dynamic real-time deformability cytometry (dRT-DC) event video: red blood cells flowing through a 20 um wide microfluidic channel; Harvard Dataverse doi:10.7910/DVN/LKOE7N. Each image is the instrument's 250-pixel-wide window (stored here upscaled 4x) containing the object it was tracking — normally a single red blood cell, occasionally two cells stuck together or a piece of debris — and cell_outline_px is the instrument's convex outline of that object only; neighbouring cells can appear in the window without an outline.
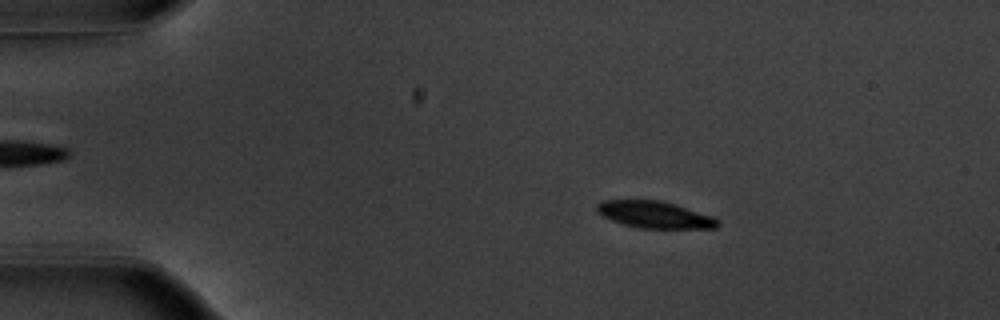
{"species": "common noctule bat (a hibernating species)", "species_latin": "Nyctalus noctula", "temperature_condition": "warm", "stored_images_in_passage": 31, "camera_frame_rate_fps": 3000, "um_per_image_px": 0.085, "animal": {"sex": "male", "body_mass_g": 20.1, "forearm_length_mm": 53.5}, "frame": {"image": 1, "passage_image": 10, "time_ms": 3.0, "image_size_px": [1000, 320], "cell_outline_px": [[720, 224], [716, 228], [640, 228], [624, 224], [612, 220], [596, 212], [596, 204], [600, 200], [660, 200], [676, 204], [712, 216], [720, 220]], "centroid_in_image_um": [55.65, 18.24], "position_along_channel_um": 29.4, "area_um2": 18.96}}
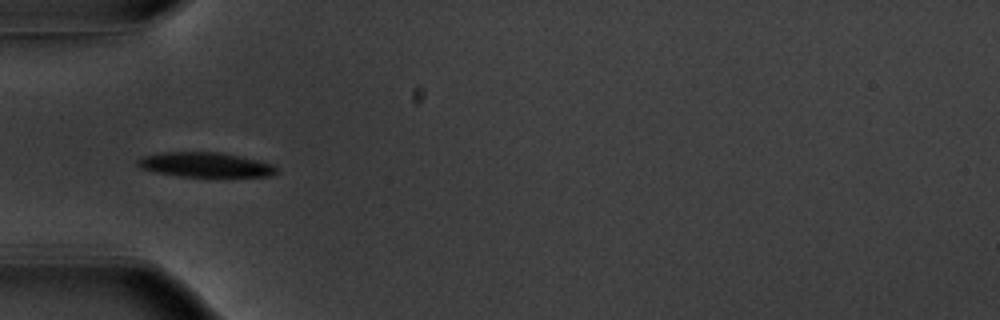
{"frame": {"image": 2, "passage_image": 18, "time_ms": 5.667, "image_size_px": [1000, 320], "cell_outline_px": [[276, 172], [268, 176], [180, 176], [156, 172], [140, 168], [136, 164], [136, 160], [144, 156], [164, 152], [220, 152], [256, 160], [272, 164], [276, 168]], "centroid_in_image_um": [17.39, 14.0], "position_along_channel_um": 67.6, "area_um2": 19.59}}